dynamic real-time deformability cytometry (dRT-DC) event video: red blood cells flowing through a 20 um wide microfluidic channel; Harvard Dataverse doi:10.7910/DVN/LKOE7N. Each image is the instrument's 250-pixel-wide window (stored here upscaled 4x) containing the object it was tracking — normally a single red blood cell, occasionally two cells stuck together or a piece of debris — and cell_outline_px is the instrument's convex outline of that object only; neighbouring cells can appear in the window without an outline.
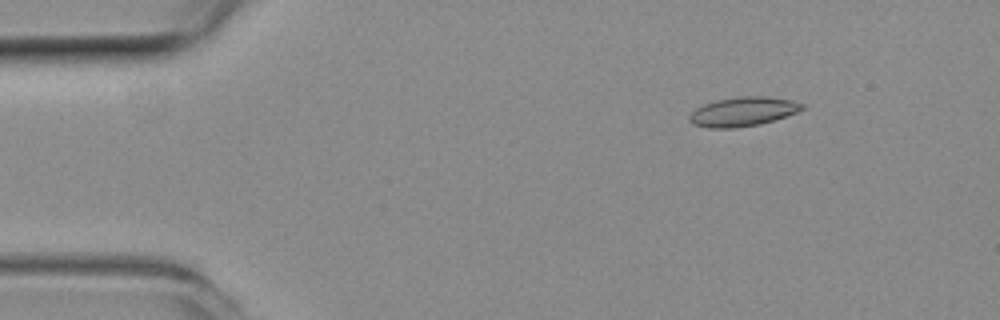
{"species": "common noctule bat (a hibernating species)", "species_latin": "Nyctalus noctula", "temperature_condition": "room temperature", "stored_images_in_passage": 52, "camera_frame_rate_fps": 3000, "um_per_image_px": 0.085, "animal": {"sex": "female", "body_mass_g": 19.3, "forearm_length_mm": 54.1}, "frame": {"image": 1, "passage_image": 7, "time_ms": 2.0, "image_size_px": [1000, 320], "cell_outline_px": [[804, 108], [796, 112], [760, 124], [736, 128], [708, 128], [692, 124], [688, 120], [688, 116], [696, 108], [704, 104], [716, 100], [740, 96], [768, 96], [792, 100], [804, 104]], "centroid_in_image_um": [63.11, 9.49], "position_along_channel_um": 21.9, "area_um2": 19.19}}
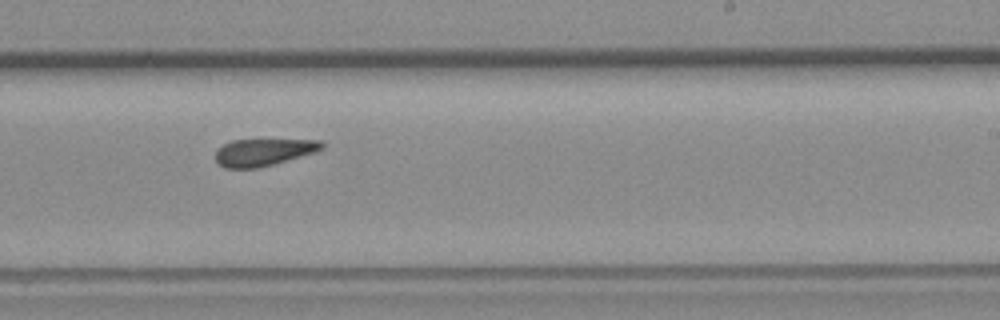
{"frame": {"image": 2, "passage_image": 32, "time_ms": 10.333, "image_size_px": [1000, 320], "cell_outline_px": [[324, 148], [312, 152], [260, 168], [224, 168], [216, 160], [216, 152], [224, 144], [232, 140], [324, 140]], "centroid_in_image_um": [22.39, 12.93], "position_along_channel_um": 266.6, "area_um2": 16.47}}
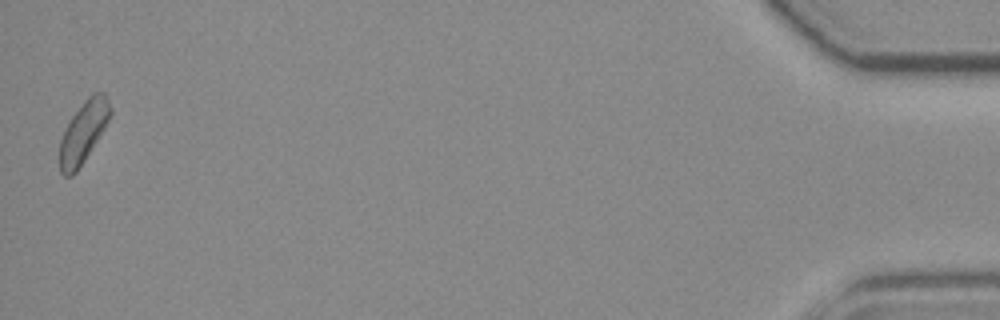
{"frame": {"image": 3, "passage_image": 52, "time_ms": 17.0, "image_size_px": [1000, 320], "cell_outline_px": [[112, 112], [104, 128], [84, 160], [76, 172], [72, 176], [64, 176], [60, 172], [60, 140], [72, 116], [88, 96], [92, 92], [104, 92], [112, 108]], "centroid_in_image_um": [7.09, 11.21], "position_along_channel_um": 428.1, "area_um2": 17.74}, "authors_computed_cell_mechanics": {"area_um2": 17.8313, "velocity_mm_per_s": 3.9099, "shape_relaxation_time_tau1_ms": null, "shape_relaxation_time_tau2_ms": 3.3446, "deformation_change_tau1": null, "deformation_change_tau2": 0.1238}}